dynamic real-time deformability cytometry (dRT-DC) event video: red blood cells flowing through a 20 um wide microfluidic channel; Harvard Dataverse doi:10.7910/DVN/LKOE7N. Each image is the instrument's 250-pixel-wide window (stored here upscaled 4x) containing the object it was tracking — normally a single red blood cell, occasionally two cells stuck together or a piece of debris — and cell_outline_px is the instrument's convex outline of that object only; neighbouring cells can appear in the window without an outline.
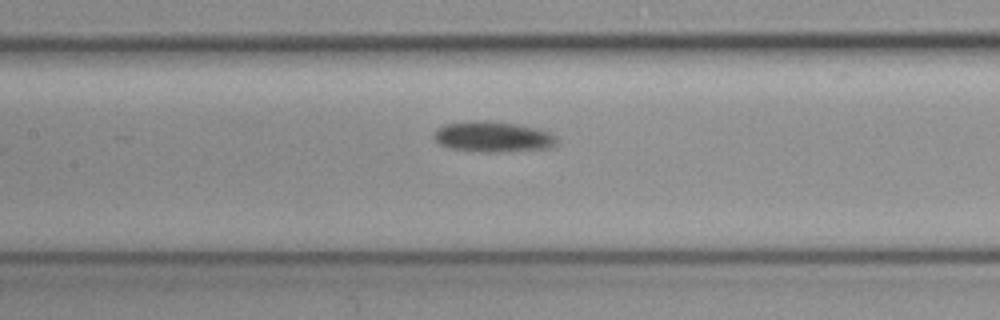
{"species": "common noctule bat (a hibernating species)", "species_latin": "Nyctalus noctula", "temperature_condition": "cold", "stored_images_in_passage": 10, "camera_frame_rate_fps": 3000, "um_per_image_px": 0.085, "animal": {"sex": "female", "body_mass_g": 19.3, "forearm_length_mm": 54.1}, "frame": {"image": 1, "passage_image": 10, "time_ms": 3.0, "image_size_px": [1000, 320], "cell_outline_px": [[556, 144], [548, 148], [500, 152], [480, 152], [448, 148], [440, 144], [432, 136], [436, 128], [444, 124], [480, 120], [516, 124], [536, 128], [548, 132], [556, 136]], "centroid_in_image_um": [41.85, 11.63], "position_along_channel_um": 165.5, "area_um2": 21.85}}